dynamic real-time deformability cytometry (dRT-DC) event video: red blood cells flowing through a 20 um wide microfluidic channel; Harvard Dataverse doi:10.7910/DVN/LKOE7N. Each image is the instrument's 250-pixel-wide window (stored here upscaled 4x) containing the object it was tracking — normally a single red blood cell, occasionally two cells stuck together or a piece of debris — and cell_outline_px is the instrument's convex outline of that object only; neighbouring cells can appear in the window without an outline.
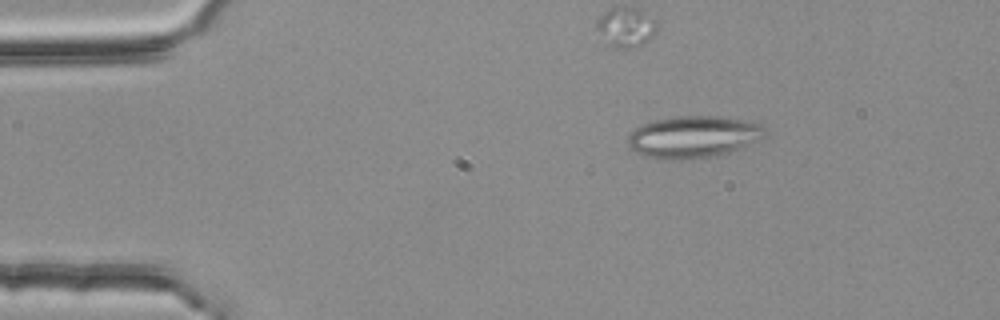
{"species": "common noctule bat (a hibernating species)", "species_latin": "Nyctalus noctula", "temperature_condition": "room temperature", "stored_images_in_passage": 3, "camera_frame_rate_fps": 3000, "um_per_image_px": 0.085, "animal": {"sex": "female", "body_mass_g": 25.1}, "frame": {"image": 1, "passage_image": 1, "time_ms": 0.0, "image_size_px": [1000, 320], "cell_outline_px": [[768, 132], [760, 140], [728, 152], [712, 156], [692, 160], [664, 160], [640, 156], [628, 148], [628, 136], [640, 124], [656, 120], [680, 116], [720, 116], [748, 120], [760, 124]], "centroid_in_image_um": [58.9, 11.65], "position_along_channel_um": 26.1, "area_um2": 33.99}}